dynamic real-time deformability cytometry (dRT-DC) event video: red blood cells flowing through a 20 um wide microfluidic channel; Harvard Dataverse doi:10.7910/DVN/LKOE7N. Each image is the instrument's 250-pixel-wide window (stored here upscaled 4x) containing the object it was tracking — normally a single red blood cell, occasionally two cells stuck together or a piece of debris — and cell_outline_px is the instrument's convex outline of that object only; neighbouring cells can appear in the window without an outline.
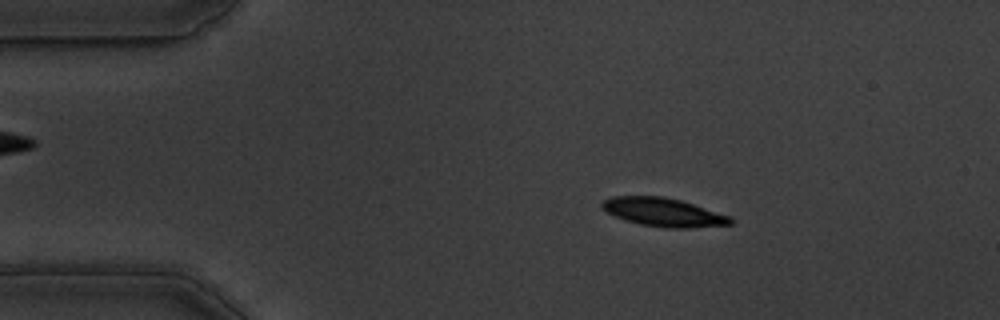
{"species": "common noctule bat (a hibernating species)", "species_latin": "Nyctalus noctula", "temperature_condition": "warm", "stored_images_in_passage": 55, "camera_frame_rate_fps": 3000, "um_per_image_px": 0.085, "animal": {"sex": "male", "body_mass_g": 19.5, "forearm_length_mm": 54.6}, "frame": {"image": 1, "passage_image": 9, "time_ms": 2.667, "image_size_px": [1000, 320], "cell_outline_px": [[732, 224], [692, 228], [664, 228], [640, 224], [624, 220], [608, 212], [600, 204], [604, 200], [612, 196], [664, 196], [680, 200], [732, 216]], "centroid_in_image_um": [56.42, 18.04], "position_along_channel_um": 28.6, "area_um2": 21.33}}
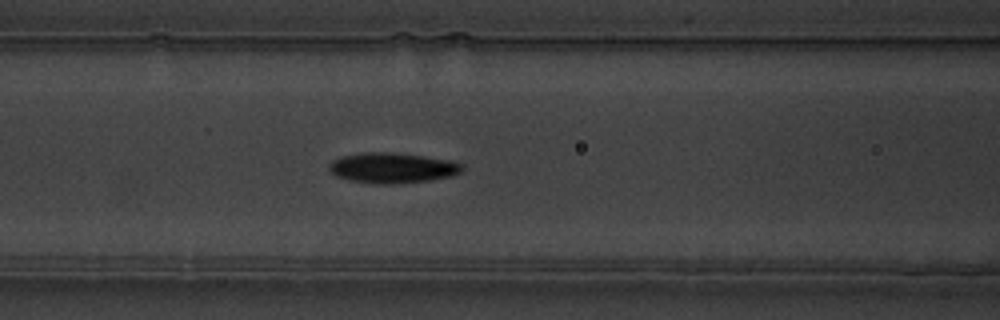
{"frame": {"image": 2, "passage_image": 22, "time_ms": 7.0, "image_size_px": [1000, 320], "cell_outline_px": [[464, 168], [460, 172], [452, 176], [428, 180], [396, 184], [376, 184], [352, 180], [336, 176], [328, 168], [328, 164], [332, 160], [340, 156], [364, 152], [392, 152], [448, 160], [464, 164]], "centroid_in_image_um": [33.33, 14.27], "position_along_channel_um": 133.3, "area_um2": 23.47}}
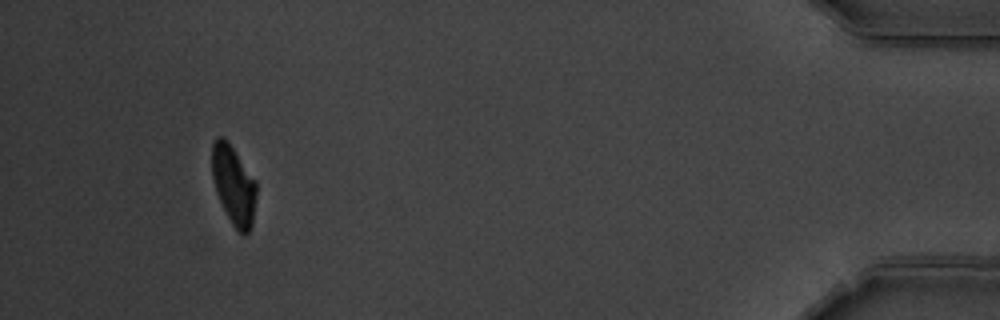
{"frame": {"image": 3, "passage_image": 51, "time_ms": 16.667, "image_size_px": [1000, 320], "cell_outline_px": [[256, 196], [252, 224], [248, 232], [244, 236], [232, 224], [216, 192], [212, 176], [212, 144], [216, 136], [220, 136], [228, 140], [256, 180]], "centroid_in_image_um": [19.86, 15.69], "position_along_channel_um": 415.3, "area_um2": 20.4}, "authors_computed_cell_mechanics": {"area_um2": 21.7906, "velocity_mm_per_s": 3.6286, "shape_relaxation_time_tau1_ms": 2.765, "shape_relaxation_time_tau2_ms": 4.2593, "deformation_change_tau1": 0.1331, "deformation_change_tau2": 0.0907}}